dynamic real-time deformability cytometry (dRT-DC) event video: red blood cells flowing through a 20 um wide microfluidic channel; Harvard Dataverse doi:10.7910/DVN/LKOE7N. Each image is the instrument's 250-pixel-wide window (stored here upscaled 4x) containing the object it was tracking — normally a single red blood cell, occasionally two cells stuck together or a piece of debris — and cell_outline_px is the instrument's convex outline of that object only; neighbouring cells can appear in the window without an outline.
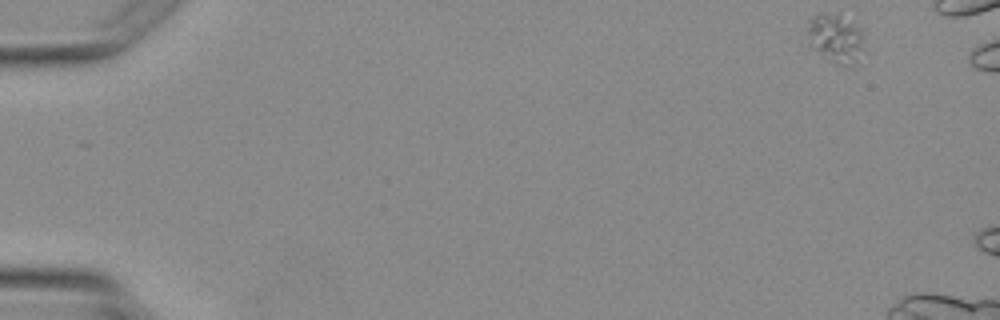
{"species": "Egyptian fruit bat (a non-hibernating species)", "species_latin": "Rousettus aegyptiacus", "temperature_condition": "warm", "stored_images_in_passage": 2, "camera_frame_rate_fps": 3000, "um_per_image_px": 0.085, "animal": {"sex": "female"}, "frame": {"image": 1, "passage_image": 1, "time_ms": 0.0, "image_size_px": [1000, 320], "cell_outline_px": [[860, 40], [844, 64], [836, 64], [808, 48], [804, 36], [804, 32], [808, 20], [816, 12], [840, 12], [852, 20], [860, 28]], "centroid_in_image_um": [70.73, 3.05], "position_along_channel_um": 14.3, "area_um2": 15.72}}